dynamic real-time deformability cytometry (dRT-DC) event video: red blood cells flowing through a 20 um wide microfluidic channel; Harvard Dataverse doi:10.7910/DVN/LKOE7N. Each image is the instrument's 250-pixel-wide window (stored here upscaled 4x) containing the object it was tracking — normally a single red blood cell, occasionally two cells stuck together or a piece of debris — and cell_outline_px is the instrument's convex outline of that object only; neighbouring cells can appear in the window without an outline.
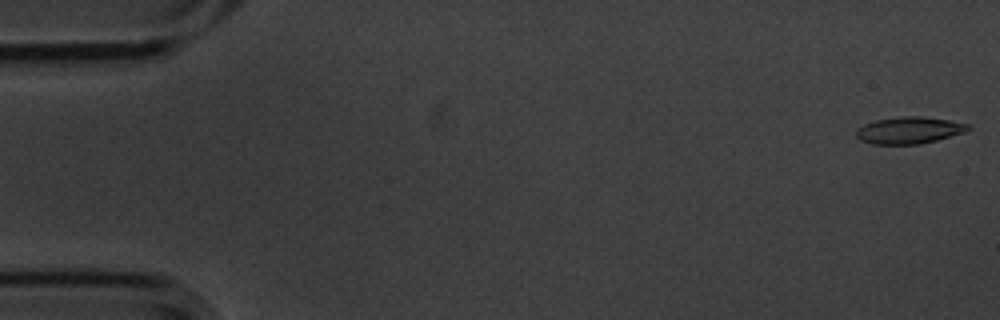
{"species": "common noctule bat (a hibernating species)", "species_latin": "Nyctalus noctula", "temperature_condition": "cold", "stored_images_in_passage": 57, "camera_frame_rate_fps": 3000, "um_per_image_px": 0.085, "animal": {"sex": "male", "body_mass_g": 20.1, "forearm_length_mm": 53.5}, "frame": {"image": 1, "passage_image": 1, "time_ms": 0.0, "image_size_px": [1000, 320], "cell_outline_px": [[972, 128], [964, 132], [936, 140], [920, 144], [872, 144], [860, 140], [856, 136], [856, 128], [864, 124], [876, 120], [900, 116], [920, 116], [948, 120], [968, 124]], "centroid_in_image_um": [77.24, 11.07], "position_along_channel_um": 7.8, "area_um2": 17.46}}
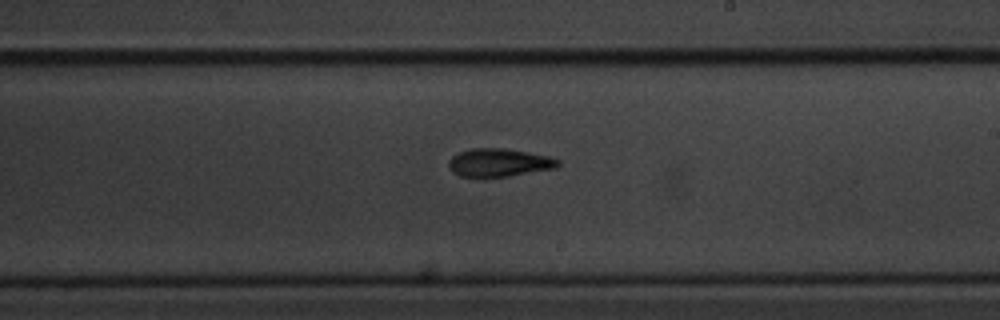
{"frame": {"image": 2, "passage_image": 33, "time_ms": 10.667, "image_size_px": [1000, 320], "cell_outline_px": [[560, 164], [556, 168], [508, 176], [460, 176], [452, 172], [448, 168], [448, 160], [452, 156], [460, 152], [472, 148], [500, 148], [528, 152], [548, 156], [560, 160]], "centroid_in_image_um": [42.4, 13.81], "position_along_channel_um": 246.6, "area_um2": 17.74}}
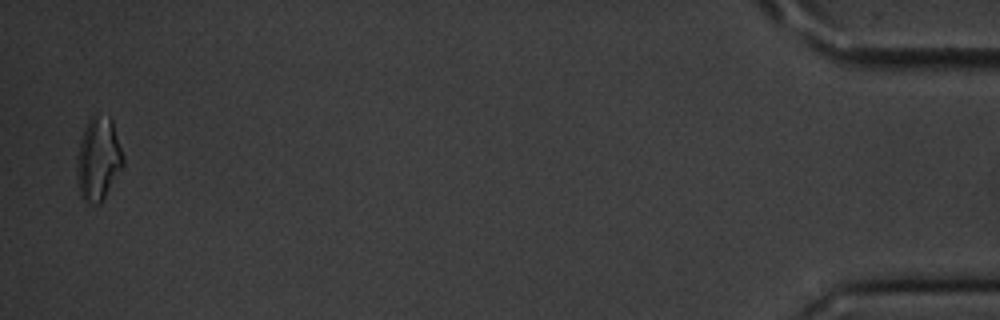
{"frame": {"image": 3, "passage_image": 56, "time_ms": 18.333, "image_size_px": [1000, 320], "cell_outline_px": [[124, 164], [100, 204], [88, 204], [80, 196], [76, 180], [76, 156], [80, 140], [84, 128], [88, 120], [96, 112], [108, 116], [112, 120], [124, 156]], "centroid_in_image_um": [8.33, 13.5], "position_along_channel_um": 426.9, "area_um2": 22.89}, "authors_computed_cell_mechanics": {"area_um2": 17.8602, "velocity_mm_per_s": 3.4994, "shape_relaxation_time_tau1_ms": 3.9986, "shape_relaxation_time_tau2_ms": 5.2669, "deformation_change_tau1": 0.1247, "deformation_change_tau2": 0.1409}}